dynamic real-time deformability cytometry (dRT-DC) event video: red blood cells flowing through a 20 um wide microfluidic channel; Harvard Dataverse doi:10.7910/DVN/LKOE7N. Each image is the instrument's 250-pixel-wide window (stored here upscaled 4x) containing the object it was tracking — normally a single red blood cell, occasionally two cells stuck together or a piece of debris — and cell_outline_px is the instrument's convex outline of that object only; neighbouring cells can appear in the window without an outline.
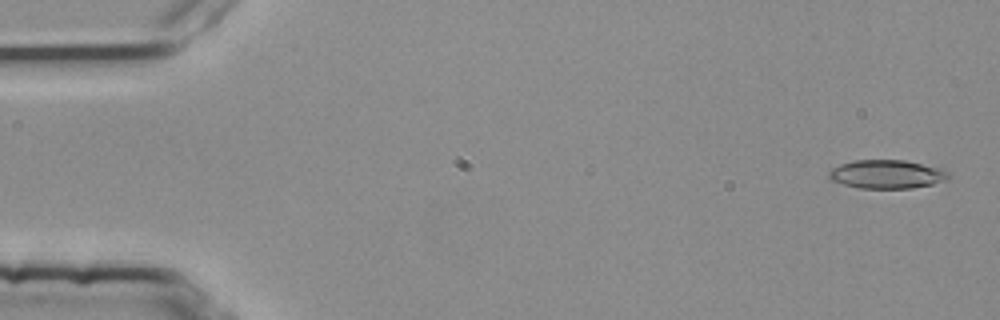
{"species": "common noctule bat (a hibernating species)", "species_latin": "Nyctalus noctula", "temperature_condition": "room temperature", "stored_images_in_passage": 5, "segment_of_instrument_passage": [2, 2], "camera_frame_rate_fps": 3000, "um_per_image_px": 0.085, "animal": {"sex": "female", "body_mass_g": 25.1}, "frame": {"image": 1, "passage_image": 5, "time_ms": 1.333, "image_size_px": [1000, 320], "cell_outline_px": [[948, 176], [944, 180], [932, 184], [912, 188], [860, 188], [844, 184], [832, 180], [828, 176], [828, 172], [832, 168], [840, 164], [852, 160], [904, 160], [944, 168], [948, 172]], "centroid_in_image_um": [75.37, 14.79], "position_along_channel_um": 9.6, "area_um2": 19.88}}